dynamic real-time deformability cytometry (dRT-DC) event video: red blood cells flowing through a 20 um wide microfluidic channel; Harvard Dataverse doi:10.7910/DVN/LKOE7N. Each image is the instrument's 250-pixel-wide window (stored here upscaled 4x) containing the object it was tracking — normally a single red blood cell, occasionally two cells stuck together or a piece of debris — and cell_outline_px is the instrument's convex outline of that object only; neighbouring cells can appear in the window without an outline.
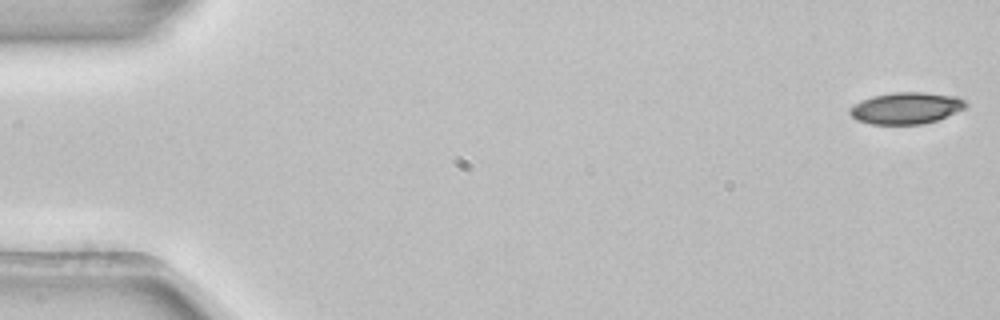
{"species": "common noctule bat (a hibernating species)", "species_latin": "Nyctalus noctula", "temperature_condition": "room temperature", "stored_images_in_passage": 5, "camera_frame_rate_fps": 3000, "um_per_image_px": 0.085, "animal": {"sex": "female", "body_mass_g": 22.7, "forearm_length_mm": 54.2}, "frame": {"image": 1, "passage_image": 1, "time_ms": 0.0, "image_size_px": [1000, 320], "cell_outline_px": [[968, 104], [964, 108], [956, 112], [936, 120], [924, 124], [872, 124], [856, 120], [848, 112], [848, 108], [852, 104], [860, 100], [872, 96], [892, 92], [924, 92], [956, 96], [964, 100]], "centroid_in_image_um": [76.97, 9.18], "position_along_channel_um": 8.0, "area_um2": 21.5}}
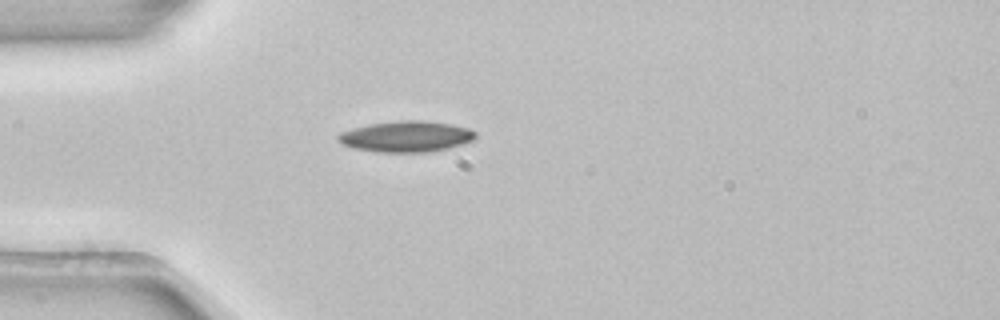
{"frame": {"image": 2, "passage_image": 5, "time_ms": 1.333, "image_size_px": [1000, 320], "cell_outline_px": [[476, 136], [472, 140], [448, 148], [424, 152], [376, 152], [352, 148], [340, 144], [336, 140], [336, 136], [340, 132], [352, 128], [368, 124], [400, 120], [424, 120], [452, 124], [468, 128], [476, 132]], "centroid_in_image_um": [34.46, 11.59], "position_along_channel_um": 50.5, "area_um2": 24.97}}